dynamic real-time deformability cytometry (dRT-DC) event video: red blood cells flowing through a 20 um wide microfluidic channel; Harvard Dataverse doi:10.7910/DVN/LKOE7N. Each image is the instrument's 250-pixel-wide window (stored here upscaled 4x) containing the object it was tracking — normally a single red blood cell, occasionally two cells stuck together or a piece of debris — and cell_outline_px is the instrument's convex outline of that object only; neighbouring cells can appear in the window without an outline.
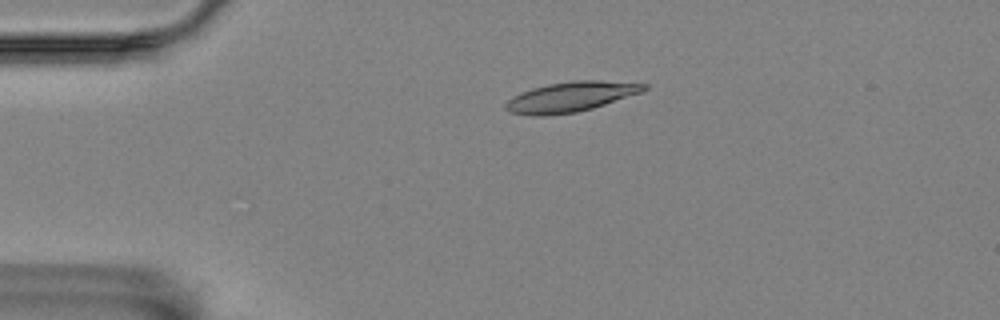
{"species": "Egyptian fruit bat (a non-hibernating species)", "species_latin": "Rousettus aegyptiacus", "temperature_condition": "room temperature", "stored_images_in_passage": 45, "camera_frame_rate_fps": 3000, "um_per_image_px": 0.085, "animal": {"sex": "female"}, "frame": {"image": 1, "passage_image": 1, "time_ms": 0.0, "image_size_px": [1000, 320], "cell_outline_px": [[648, 88], [644, 92], [592, 108], [576, 112], [544, 116], [532, 116], [508, 112], [504, 108], [504, 104], [512, 96], [532, 88], [548, 84], [572, 80], [600, 80], [648, 84]], "centroid_in_image_um": [48.5, 8.23], "position_along_channel_um": 36.5, "area_um2": 24.39}}
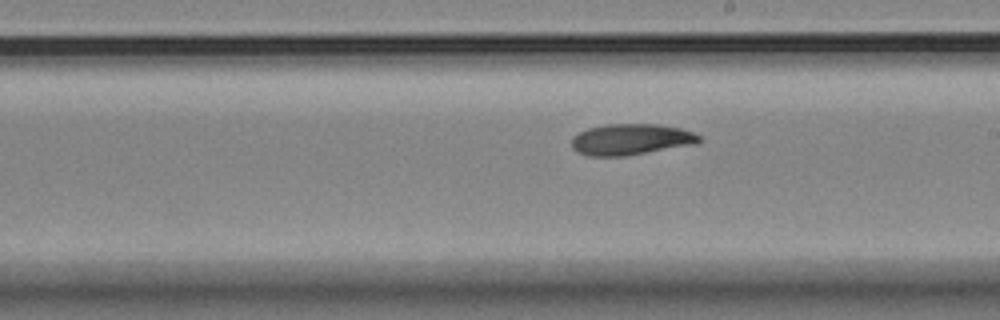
{"frame": {"image": 2, "passage_image": 21, "time_ms": 6.667, "image_size_px": [1000, 320], "cell_outline_px": [[704, 140], [696, 144], [624, 156], [588, 156], [576, 152], [572, 148], [572, 136], [588, 128], [604, 124], [656, 124], [680, 128], [692, 132], [700, 136]], "centroid_in_image_um": [53.62, 11.85], "position_along_channel_um": 235.4, "area_um2": 23.24}}
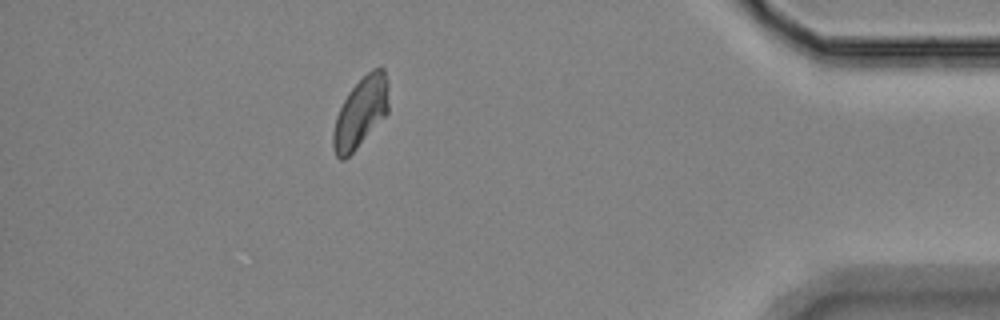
{"frame": {"image": 3, "passage_image": 39, "time_ms": 12.667, "image_size_px": [1000, 320], "cell_outline_px": [[388, 112], [356, 148], [344, 160], [340, 160], [336, 156], [332, 144], [332, 132], [336, 116], [348, 92], [372, 68], [380, 64], [384, 68], [388, 80]], "centroid_in_image_um": [30.66, 9.52], "position_along_channel_um": 404.5, "area_um2": 22.6}, "authors_computed_cell_mechanics": {"area_um2": 23.12, "velocity_mm_per_s": 3.5297, "shape_relaxation_time_tau1_ms": 7.8286, "shape_relaxation_time_tau2_ms": null, "deformation_change_tau1": 0.1752, "deformation_change_tau2": null}}